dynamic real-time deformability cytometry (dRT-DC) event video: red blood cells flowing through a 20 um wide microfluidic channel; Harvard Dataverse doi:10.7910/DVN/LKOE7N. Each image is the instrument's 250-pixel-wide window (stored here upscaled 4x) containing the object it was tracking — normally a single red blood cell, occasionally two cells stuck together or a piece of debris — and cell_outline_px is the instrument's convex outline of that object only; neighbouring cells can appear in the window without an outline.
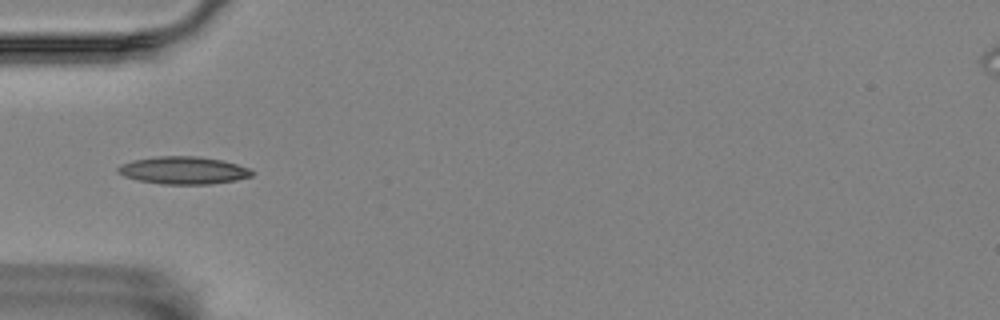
{"species": "Egyptian fruit bat (a non-hibernating species)", "species_latin": "Rousettus aegyptiacus", "temperature_condition": "room temperature", "stored_images_in_passage": 12, "camera_frame_rate_fps": 3000, "um_per_image_px": 0.085, "animal": {"sex": "female"}, "frame": {"image": 1, "passage_image": 3, "time_ms": 0.667, "image_size_px": [1000, 320], "cell_outline_px": [[252, 176], [236, 180], [212, 184], [160, 184], [140, 180], [124, 176], [116, 172], [116, 168], [120, 164], [132, 160], [156, 156], [196, 156], [220, 160], [236, 164], [248, 168], [252, 172]], "centroid_in_image_um": [15.54, 14.48], "position_along_channel_um": 69.5, "area_um2": 21.44}}
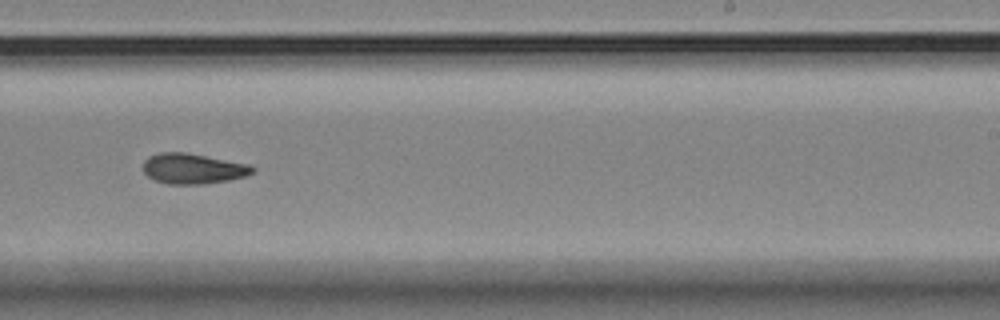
{"frame": {"image": 2, "passage_image": 8, "time_ms": 2.333, "image_size_px": [1000, 320], "cell_outline_px": [[256, 168], [252, 172], [244, 176], [228, 180], [200, 184], [168, 184], [156, 180], [148, 176], [144, 172], [144, 160], [148, 156], [160, 152], [184, 152], [248, 164]], "centroid_in_image_um": [16.37, 14.33], "position_along_channel_um": 272.6, "area_um2": 19.07}}
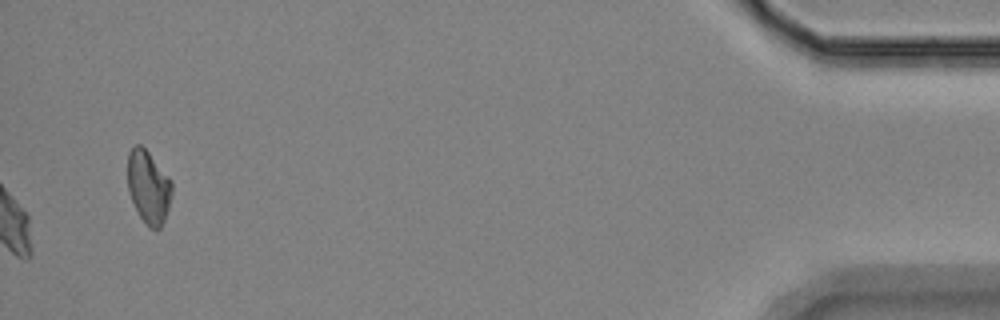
{"frame": {"image": 3, "passage_image": 12, "time_ms": 3.667, "image_size_px": [1000, 320], "cell_outline_px": [[172, 192], [168, 208], [164, 220], [160, 228], [156, 232], [148, 228], [140, 216], [128, 192], [128, 152], [136, 144], [140, 144], [148, 152], [172, 180]], "centroid_in_image_um": [12.62, 15.92], "position_along_channel_um": 422.6, "area_um2": 18.84}}